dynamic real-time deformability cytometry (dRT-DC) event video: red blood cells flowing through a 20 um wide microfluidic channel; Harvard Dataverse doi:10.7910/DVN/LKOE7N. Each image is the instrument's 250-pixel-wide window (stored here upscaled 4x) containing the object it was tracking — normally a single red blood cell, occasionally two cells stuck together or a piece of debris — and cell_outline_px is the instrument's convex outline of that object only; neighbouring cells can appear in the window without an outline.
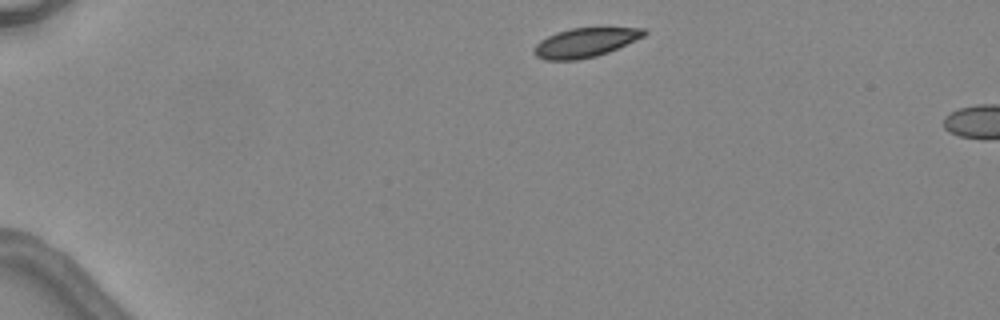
{"species": "common noctule bat (a hibernating species)", "species_latin": "Nyctalus noctula", "temperature_condition": "warm", "stored_images_in_passage": 2, "camera_frame_rate_fps": 3000, "um_per_image_px": 0.085, "animal": {"sex": "female", "body_mass_g": 24.6, "forearm_length_mm": 56.2}, "frame": {"image": 1, "passage_image": 1, "time_ms": 0.0, "image_size_px": [1000, 320], "cell_outline_px": [[648, 32], [644, 36], [608, 52], [596, 56], [576, 60], [544, 60], [536, 56], [532, 52], [536, 44], [540, 40], [556, 32], [572, 28], [600, 24], [644, 28]], "centroid_in_image_um": [49.79, 3.55], "position_along_channel_um": 35.2, "area_um2": 19.65}}